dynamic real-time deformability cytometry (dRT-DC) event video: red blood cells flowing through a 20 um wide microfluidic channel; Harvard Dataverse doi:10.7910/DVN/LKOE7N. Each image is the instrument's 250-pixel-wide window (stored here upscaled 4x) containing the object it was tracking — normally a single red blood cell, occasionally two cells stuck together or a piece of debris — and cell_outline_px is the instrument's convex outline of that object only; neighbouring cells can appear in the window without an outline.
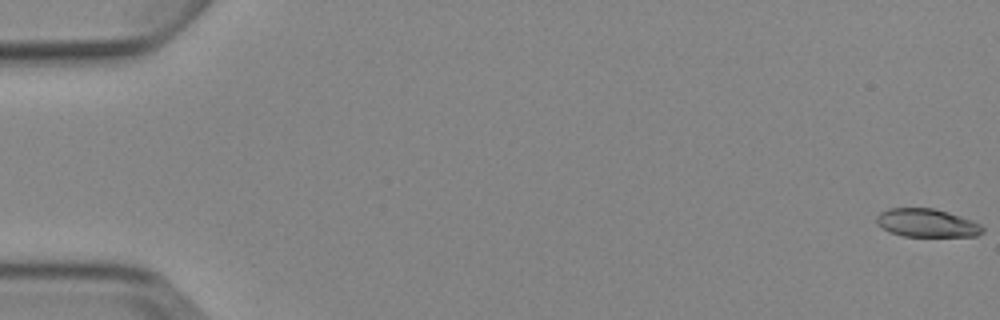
{"species": "Egyptian fruit bat (a non-hibernating species)", "species_latin": "Rousettus aegyptiacus", "temperature_condition": "cold", "stored_images_in_passage": 8, "camera_frame_rate_fps": 3000, "um_per_image_px": 0.085, "animal": {"sex": "female"}, "frame": {"image": 1, "passage_image": 1, "time_ms": 0.0, "image_size_px": [1000, 320], "cell_outline_px": [[984, 232], [976, 236], [904, 236], [888, 232], [876, 224], [876, 216], [880, 212], [888, 208], [932, 208], [948, 212], [972, 220], [980, 224], [984, 228]], "centroid_in_image_um": [78.76, 18.95], "position_along_channel_um": 6.2, "area_um2": 17.57}}
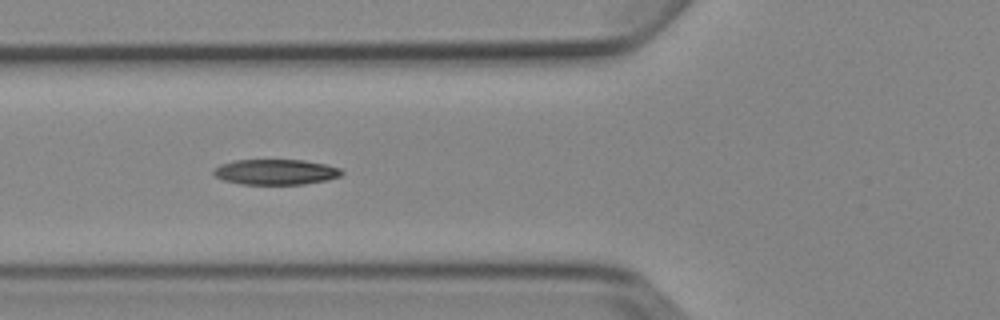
{"frame": {"image": 2, "passage_image": 6, "time_ms": 6.667, "image_size_px": [1000, 320], "cell_outline_px": [[344, 172], [340, 176], [328, 180], [304, 184], [240, 184], [224, 180], [216, 176], [212, 172], [220, 164], [236, 160], [304, 160], [324, 164], [340, 168]], "centroid_in_image_um": [23.45, 14.62], "position_along_channel_um": 102.3, "area_um2": 18.9}}
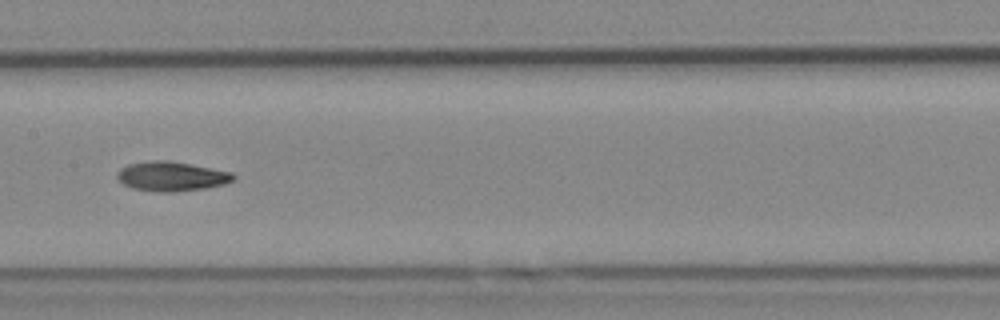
{"frame": {"image": 3, "passage_image": 8, "time_ms": 9.0, "image_size_px": [1000, 320], "cell_outline_px": [[236, 180], [224, 184], [204, 188], [172, 192], [164, 192], [132, 188], [116, 180], [116, 172], [120, 168], [128, 164], [152, 160], [168, 160], [192, 164], [232, 172], [236, 176]], "centroid_in_image_um": [14.57, 14.97], "position_along_channel_um": 192.8, "area_um2": 20.11}}